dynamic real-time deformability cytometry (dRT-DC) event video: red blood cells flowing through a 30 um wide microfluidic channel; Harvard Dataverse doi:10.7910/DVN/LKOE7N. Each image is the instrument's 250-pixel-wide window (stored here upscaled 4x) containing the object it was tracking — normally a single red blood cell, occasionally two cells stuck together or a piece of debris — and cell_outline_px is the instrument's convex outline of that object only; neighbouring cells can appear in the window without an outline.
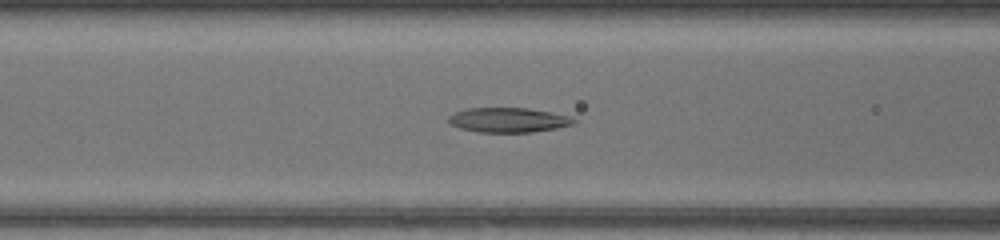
{"species": "common noctule bat (a hibernating species)", "species_latin": "Nyctalus noctula", "temperature_condition": "warm", "stored_images_in_passage": 48, "camera_frame_rate_fps": 3000, "um_per_image_px": 0.085, "animal": {"sex": "female", "body_mass_g": 17.0, "forearm_length_mm": 48.0}, "frame": {"image": 1, "passage_image": 20, "time_ms": 6.333, "image_size_px": [1000, 240], "cell_outline_px": [[580, 120], [572, 124], [556, 128], [532, 132], [480, 132], [460, 128], [452, 124], [448, 120], [448, 116], [456, 112], [468, 108], [528, 108], [568, 116]], "centroid_in_image_um": [43.22, 10.2], "position_along_channel_um": 123.4, "area_um2": 17.8}}
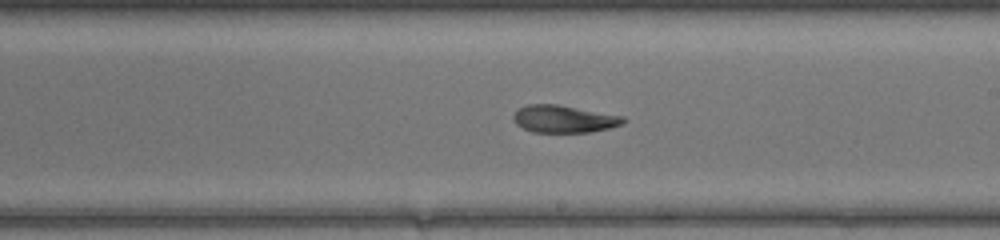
{"frame": {"image": 2, "passage_image": 28, "time_ms": 9.0, "image_size_px": [1000, 240], "cell_outline_px": [[624, 124], [608, 128], [588, 132], [532, 132], [516, 124], [512, 116], [520, 108], [528, 104], [556, 104], [624, 116]], "centroid_in_image_um": [47.93, 10.11], "position_along_channel_um": 241.1, "area_um2": 17.34}}
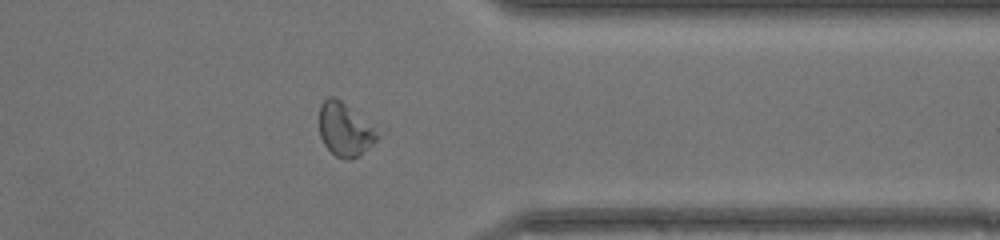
{"frame": {"image": 3, "passage_image": 38, "time_ms": 12.333, "image_size_px": [1000, 240], "cell_outline_px": [[384, 132], [360, 156], [348, 160], [344, 160], [336, 156], [324, 144], [320, 136], [320, 104], [328, 96], [332, 96], [340, 100]], "centroid_in_image_um": [29.38, 11.02], "position_along_channel_um": 382.0, "area_um2": 18.38}, "authors_computed_cell_mechanics": {"area_um2": 18.8139, "velocity_mm_per_s": 4.4295, "shape_relaxation_time_tau1_ms": null, "shape_relaxation_time_tau2_ms": 3.342, "deformation_change_tau1": null, "deformation_change_tau2": 0.1179}}